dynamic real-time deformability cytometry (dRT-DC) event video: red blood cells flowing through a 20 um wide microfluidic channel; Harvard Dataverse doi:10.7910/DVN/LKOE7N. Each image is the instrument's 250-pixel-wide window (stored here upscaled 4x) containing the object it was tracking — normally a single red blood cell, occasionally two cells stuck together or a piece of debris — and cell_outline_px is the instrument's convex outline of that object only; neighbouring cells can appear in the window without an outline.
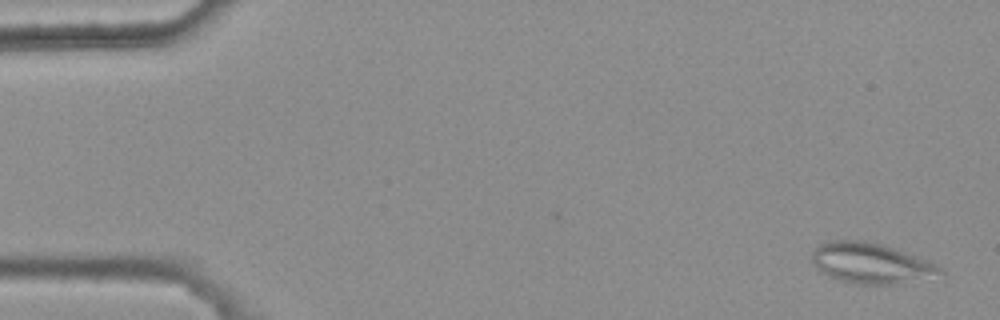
{"species": "common noctule bat (a hibernating species)", "species_latin": "Nyctalus noctula", "temperature_condition": "warm", "stored_images_in_passage": 5, "camera_frame_rate_fps": 3000, "um_per_image_px": 0.085, "animal": {"sex": "female", "body_mass_g": 25.1}, "frame": {"image": 1, "passage_image": 1, "time_ms": 0.0, "image_size_px": [1000, 320], "cell_outline_px": [[944, 272], [892, 284], [856, 284], [840, 280], [820, 272], [816, 268], [812, 260], [812, 256], [816, 248], [820, 244], [828, 240], [864, 240], [880, 244], [904, 252], [924, 260], [940, 268]], "centroid_in_image_um": [73.88, 22.35], "position_along_channel_um": 11.1, "area_um2": 29.13}}